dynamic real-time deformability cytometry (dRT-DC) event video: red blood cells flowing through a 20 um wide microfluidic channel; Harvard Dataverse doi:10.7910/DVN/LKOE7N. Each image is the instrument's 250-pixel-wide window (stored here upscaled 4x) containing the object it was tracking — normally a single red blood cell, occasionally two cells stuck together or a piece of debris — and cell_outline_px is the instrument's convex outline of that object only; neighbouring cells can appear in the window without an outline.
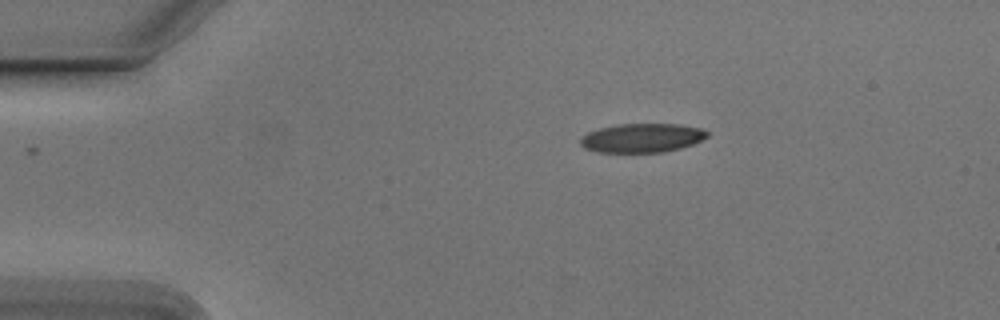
{"species": "Egyptian fruit bat (a non-hibernating species)", "species_latin": "Rousettus aegyptiacus", "temperature_condition": "cold", "stored_images_in_passage": 45, "camera_frame_rate_fps": 3000, "um_per_image_px": 0.085, "animal": {"sex": "male"}, "frame": {"image": 1, "passage_image": 1, "time_ms": 0.0, "image_size_px": [1000, 320], "cell_outline_px": [[708, 136], [692, 144], [680, 148], [664, 152], [596, 152], [584, 148], [580, 144], [580, 136], [588, 132], [600, 128], [616, 124], [680, 124], [700, 128], [708, 132]], "centroid_in_image_um": [54.53, 11.72], "position_along_channel_um": 30.5, "area_um2": 21.44}}
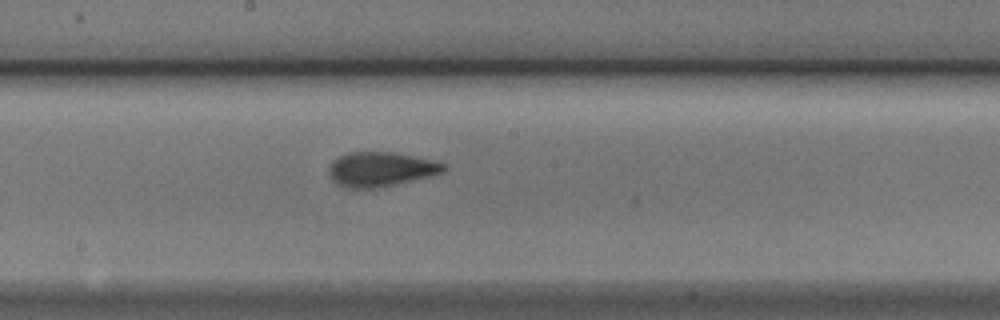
{"frame": {"image": 2, "passage_image": 20, "time_ms": 6.333, "image_size_px": [1000, 320], "cell_outline_px": [[448, 168], [444, 172], [380, 188], [344, 188], [336, 184], [332, 180], [328, 172], [328, 164], [332, 160], [348, 152], [392, 152], [432, 160], [448, 164]], "centroid_in_image_um": [32.33, 14.39], "position_along_channel_um": 215.9, "area_um2": 23.29}}
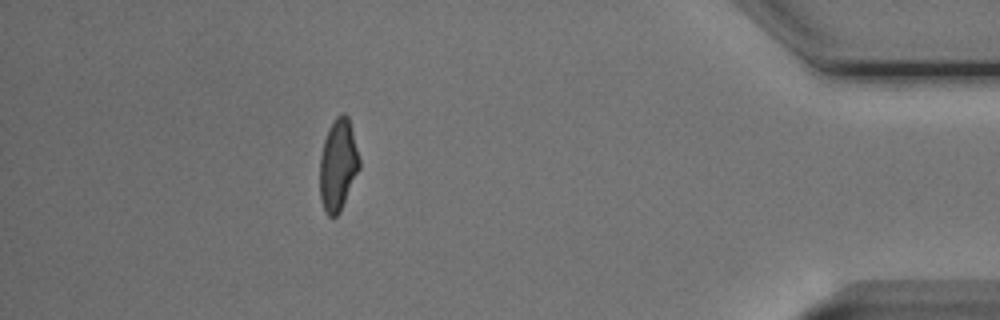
{"frame": {"image": 3, "passage_image": 39, "time_ms": 12.667, "image_size_px": [1000, 320], "cell_outline_px": [[360, 168], [340, 212], [336, 216], [328, 216], [324, 212], [320, 200], [320, 156], [324, 140], [328, 128], [336, 116], [340, 112], [344, 112], [348, 116], [360, 160]], "centroid_in_image_um": [28.72, 14.02], "position_along_channel_um": 406.5, "area_um2": 21.27}, "authors_computed_cell_mechanics": {"area_um2": 22.0796, "velocity_mm_per_s": 3.7988, "shape_relaxation_time_tau1_ms": 3.9124, "shape_relaxation_time_tau2_ms": 0.8681, "deformation_change_tau1": 0.1552, "deformation_change_tau2": 0.0659}}